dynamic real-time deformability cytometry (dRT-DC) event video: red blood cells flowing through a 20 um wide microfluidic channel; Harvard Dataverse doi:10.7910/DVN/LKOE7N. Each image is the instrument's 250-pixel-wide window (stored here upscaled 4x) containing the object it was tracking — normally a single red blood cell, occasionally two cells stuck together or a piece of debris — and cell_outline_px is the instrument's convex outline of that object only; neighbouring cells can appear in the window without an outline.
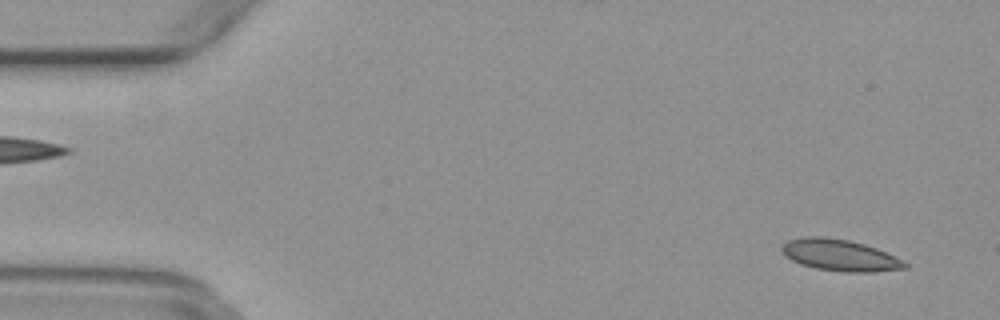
{"species": "common noctule bat (a hibernating species)", "species_latin": "Nyctalus noctula", "temperature_condition": "warm", "stored_images_in_passage": 48, "camera_frame_rate_fps": 3000, "um_per_image_px": 0.085, "animal": {"sex": "female", "body_mass_g": 29.2, "forearm_length_mm": 56.3}, "frame": {"image": 1, "passage_image": 2, "time_ms": 0.333, "image_size_px": [1000, 320], "cell_outline_px": [[908, 268], [872, 272], [844, 272], [816, 268], [800, 264], [784, 256], [780, 248], [788, 240], [804, 236], [824, 236], [848, 240], [864, 244], [876, 248], [908, 264]], "centroid_in_image_um": [71.34, 21.69], "position_along_channel_um": 13.7, "area_um2": 22.48}}
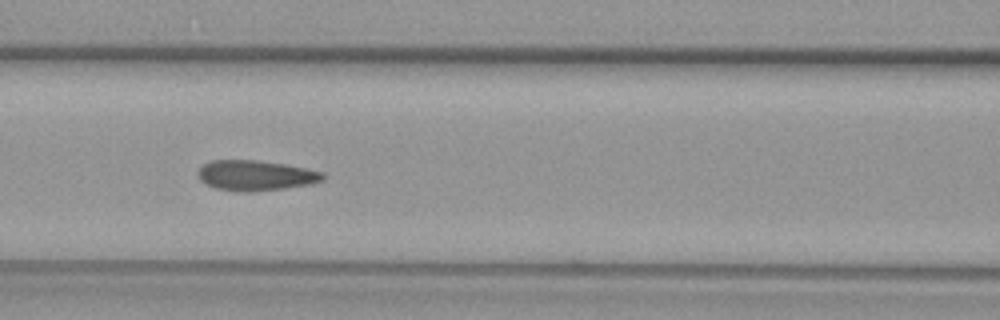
{"frame": {"image": 2, "passage_image": 20, "time_ms": 6.333, "image_size_px": [1000, 320], "cell_outline_px": [[324, 180], [312, 184], [284, 188], [248, 192], [236, 192], [216, 188], [204, 184], [200, 180], [196, 172], [204, 164], [212, 160], [256, 160], [284, 164], [324, 172]], "centroid_in_image_um": [21.7, 14.92], "position_along_channel_um": 144.9, "area_um2": 22.14}}
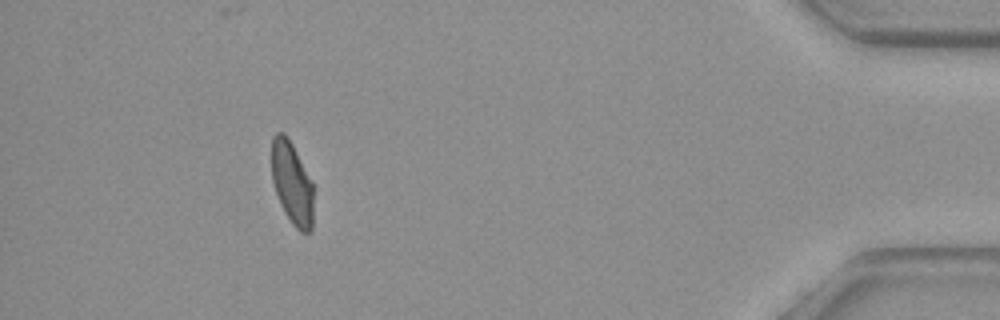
{"frame": {"image": 3, "passage_image": 44, "time_ms": 14.333, "image_size_px": [1000, 320], "cell_outline_px": [[312, 228], [308, 232], [300, 232], [292, 224], [284, 212], [280, 204], [272, 180], [272, 136], [276, 132], [284, 132], [288, 136], [312, 180]], "centroid_in_image_um": [24.81, 15.54], "position_along_channel_um": 410.4, "area_um2": 20.17}}